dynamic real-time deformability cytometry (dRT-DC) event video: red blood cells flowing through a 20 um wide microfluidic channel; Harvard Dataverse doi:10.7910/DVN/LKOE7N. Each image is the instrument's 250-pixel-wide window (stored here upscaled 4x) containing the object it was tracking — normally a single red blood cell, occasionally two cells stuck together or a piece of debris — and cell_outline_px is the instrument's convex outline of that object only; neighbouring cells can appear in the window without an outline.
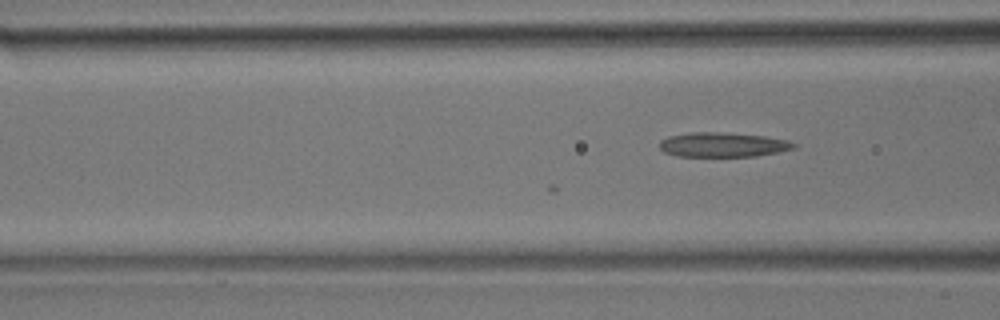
{"species": "common noctule bat (a hibernating species)", "species_latin": "Nyctalus noctula", "temperature_condition": "room temperature", "stored_images_in_passage": 9, "camera_frame_rate_fps": 3000, "um_per_image_px": 0.085, "animal": {"sex": "male", "body_mass_g": 17.9}, "frame": {"image": 1, "passage_image": 9, "time_ms": 2.667, "image_size_px": [1000, 320], "cell_outline_px": [[796, 148], [780, 152], [756, 156], [676, 156], [664, 152], [660, 148], [660, 140], [668, 136], [688, 132], [716, 132], [764, 136], [788, 140], [796, 144]], "centroid_in_image_um": [61.44, 12.3], "position_along_channel_um": 105.2, "area_um2": 19.25}}